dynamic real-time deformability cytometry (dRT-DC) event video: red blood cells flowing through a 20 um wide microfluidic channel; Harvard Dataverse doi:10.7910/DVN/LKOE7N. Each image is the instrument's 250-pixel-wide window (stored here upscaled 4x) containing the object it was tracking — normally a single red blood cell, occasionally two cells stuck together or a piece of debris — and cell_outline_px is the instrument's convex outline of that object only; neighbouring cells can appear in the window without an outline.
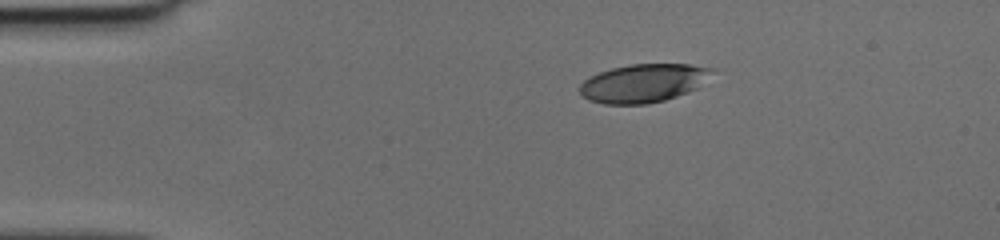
{"species": "human", "species_latin": "Homo sapiens", "temperature_condition": "cold", "stored_images_in_passage": 41, "camera_frame_rate_fps": 3000, "um_per_image_px": 0.085, "donor": {"sex": "female"}, "frame": {"image": 1, "passage_image": 1, "time_ms": 0.0, "image_size_px": [1000, 240], "cell_outline_px": [[712, 68], [696, 88], [688, 92], [664, 100], [648, 104], [604, 104], [588, 100], [580, 96], [580, 84], [584, 80], [600, 72], [612, 68], [628, 64], [688, 64]], "centroid_in_image_um": [54.59, 7.08], "position_along_channel_um": 30.4, "area_um2": 29.13}}
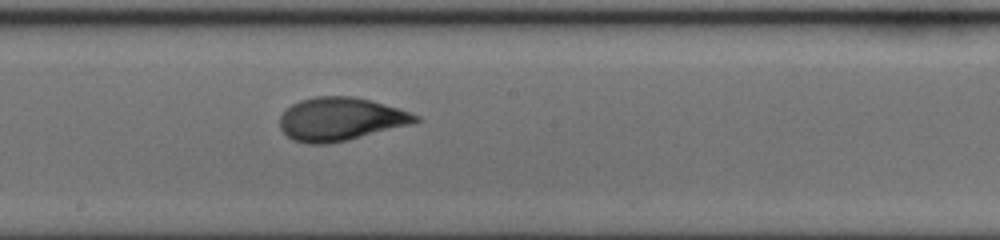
{"frame": {"image": 2, "passage_image": 19, "time_ms": 6.0, "image_size_px": [1000, 240], "cell_outline_px": [[420, 120], [408, 124], [348, 140], [328, 144], [308, 144], [292, 140], [280, 128], [280, 116], [292, 104], [300, 100], [316, 96], [356, 96], [372, 100], [420, 116]], "centroid_in_image_um": [28.89, 10.12], "position_along_channel_um": 219.3, "area_um2": 33.87}}
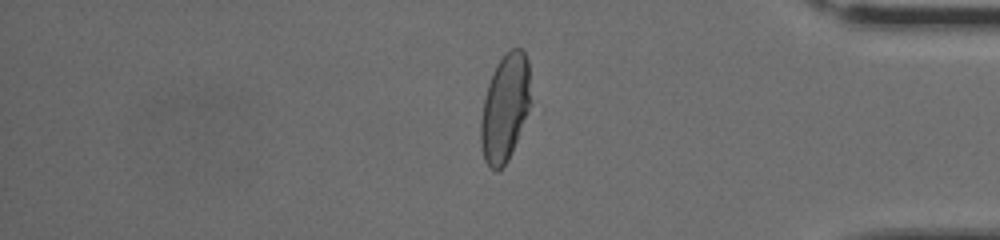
{"frame": {"image": 3, "passage_image": 33, "time_ms": 10.667, "image_size_px": [1000, 240], "cell_outline_px": [[528, 108], [516, 140], [508, 160], [496, 172], [488, 168], [484, 160], [480, 144], [480, 120], [484, 96], [492, 72], [496, 64], [504, 52], [512, 48], [520, 48], [524, 52], [528, 60]], "centroid_in_image_um": [42.85, 9.16], "position_along_channel_um": 392.3, "area_um2": 30.75}}